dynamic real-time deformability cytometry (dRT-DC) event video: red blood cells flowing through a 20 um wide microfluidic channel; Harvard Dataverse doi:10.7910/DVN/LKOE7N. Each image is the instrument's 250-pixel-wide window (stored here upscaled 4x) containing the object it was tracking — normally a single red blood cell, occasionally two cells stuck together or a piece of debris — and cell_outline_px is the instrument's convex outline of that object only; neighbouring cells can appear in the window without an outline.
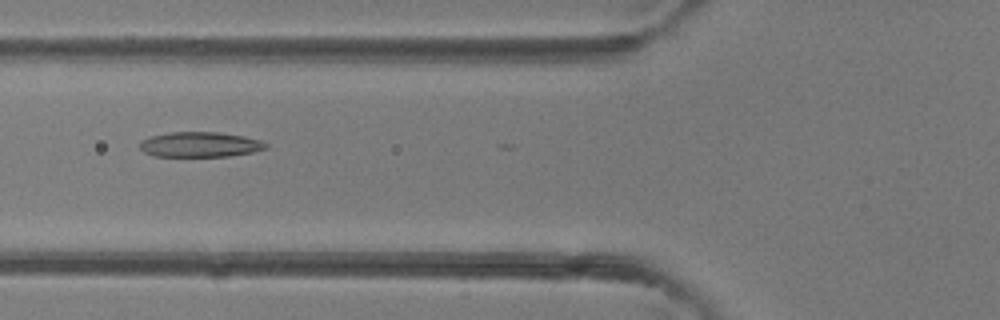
{"species": "common noctule bat (a hibernating species)", "species_latin": "Nyctalus noctula", "temperature_condition": "room temperature", "stored_images_in_passage": 5, "camera_frame_rate_fps": 3000, "um_per_image_px": 0.085, "animal": {"sex": "female"}, "frame": {"image": 1, "passage_image": 5, "time_ms": 4.333, "image_size_px": [1000, 320], "cell_outline_px": [[268, 148], [252, 152], [228, 156], [156, 156], [144, 152], [140, 148], [140, 140], [152, 136], [172, 132], [220, 132], [244, 136], [260, 140], [268, 144]], "centroid_in_image_um": [17.02, 12.28], "position_along_channel_um": 108.8, "area_um2": 18.38}}